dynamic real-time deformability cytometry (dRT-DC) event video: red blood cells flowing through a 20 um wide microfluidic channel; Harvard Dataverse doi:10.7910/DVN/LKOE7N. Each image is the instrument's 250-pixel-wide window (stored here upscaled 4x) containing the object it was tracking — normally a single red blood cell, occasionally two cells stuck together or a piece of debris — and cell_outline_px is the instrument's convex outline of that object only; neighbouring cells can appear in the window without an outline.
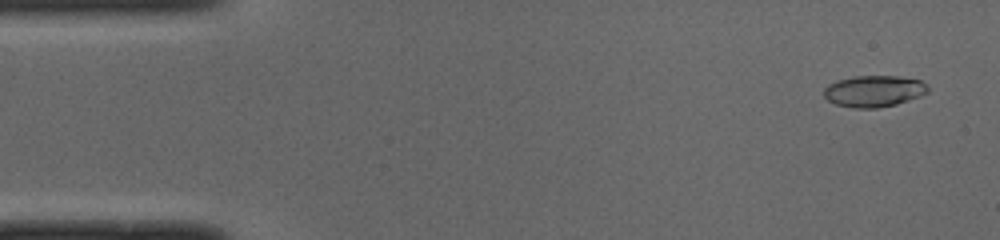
{"species": "common noctule bat (a hibernating species)", "species_latin": "Nyctalus noctula", "temperature_condition": "cold", "stored_images_in_passage": 50, "camera_frame_rate_fps": 3000, "um_per_image_px": 0.085, "animal": {"sex": "male", "body_mass_g": 19.0, "forearm_length_mm": 50.8}, "frame": {"image": 1, "passage_image": 3, "time_ms": 0.667, "image_size_px": [1000, 240], "cell_outline_px": [[928, 92], [920, 96], [896, 104], [876, 108], [856, 108], [836, 104], [828, 100], [824, 96], [824, 88], [828, 84], [836, 80], [856, 76], [896, 76], [920, 80], [928, 84]], "centroid_in_image_um": [74.28, 7.74], "position_along_channel_um": 10.7, "area_um2": 19.02}}
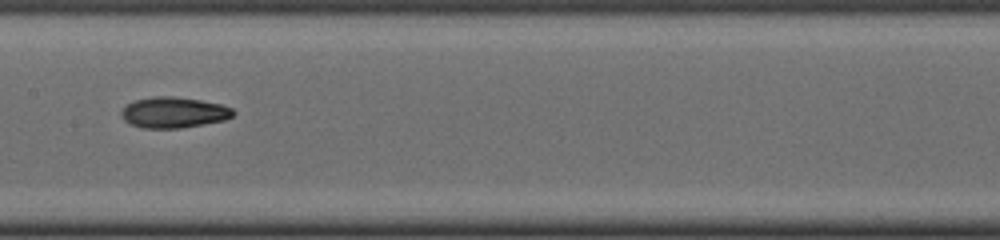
{"frame": {"image": 2, "passage_image": 25, "time_ms": 8.0, "image_size_px": [1000, 240], "cell_outline_px": [[236, 112], [232, 116], [224, 120], [204, 124], [180, 128], [144, 128], [132, 124], [124, 120], [120, 116], [120, 112], [128, 104], [136, 100], [152, 96], [172, 96], [200, 100], [220, 104], [232, 108]], "centroid_in_image_um": [14.77, 9.56], "position_along_channel_um": 192.6, "area_um2": 20.0}}
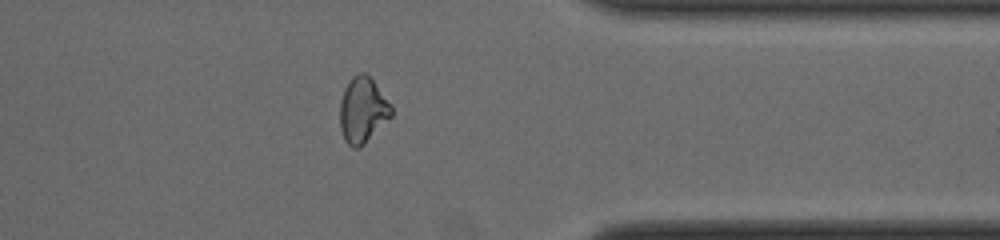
{"frame": {"image": 3, "passage_image": 40, "time_ms": 13.0, "image_size_px": [1000, 240], "cell_outline_px": [[392, 116], [360, 148], [352, 148], [344, 140], [340, 128], [340, 100], [344, 88], [348, 80], [352, 76], [360, 72], [364, 72], [372, 80], [392, 104]], "centroid_in_image_um": [30.82, 9.36], "position_along_channel_um": 380.6, "area_um2": 19.83}, "authors_computed_cell_mechanics": {"area_um2": 19.4497, "velocity_mm_per_s": 4.0004, "shape_relaxation_time_tau1_ms": 3.993, "shape_relaxation_time_tau2_ms": 3.2823, "deformation_change_tau1": 0.1698, "deformation_change_tau2": 0.092}}